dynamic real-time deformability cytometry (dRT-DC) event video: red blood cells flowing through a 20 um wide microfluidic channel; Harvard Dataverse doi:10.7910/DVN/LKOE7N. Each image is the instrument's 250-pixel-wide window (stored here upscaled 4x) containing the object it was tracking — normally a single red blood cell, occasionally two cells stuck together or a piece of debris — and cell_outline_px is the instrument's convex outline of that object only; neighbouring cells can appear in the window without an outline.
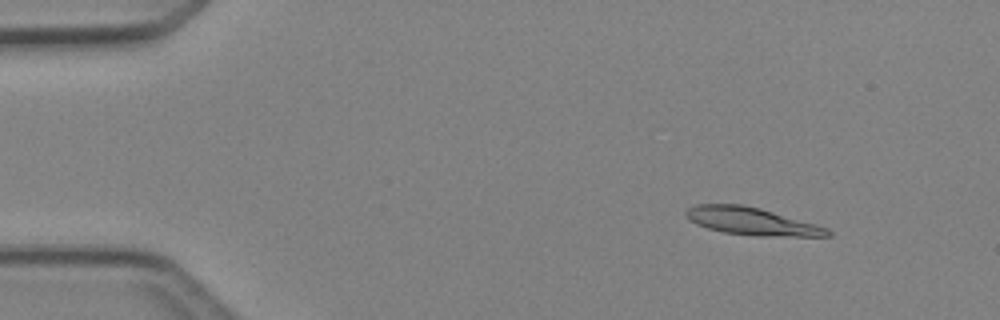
{"species": "Egyptian fruit bat (a non-hibernating species)", "species_latin": "Rousettus aegyptiacus", "temperature_condition": "cold", "stored_images_in_passage": 48, "camera_frame_rate_fps": 3000, "um_per_image_px": 0.085, "animal": {"sex": "female"}, "frame": {"image": 1, "passage_image": 6, "time_ms": 1.667, "image_size_px": [1000, 320], "cell_outline_px": [[832, 236], [756, 236], [724, 232], [708, 228], [696, 224], [688, 220], [684, 216], [684, 212], [688, 208], [696, 204], [744, 204], [760, 208], [816, 224], [828, 228], [832, 232]], "centroid_in_image_um": [63.87, 18.8], "position_along_channel_um": 21.1, "area_um2": 22.83}}
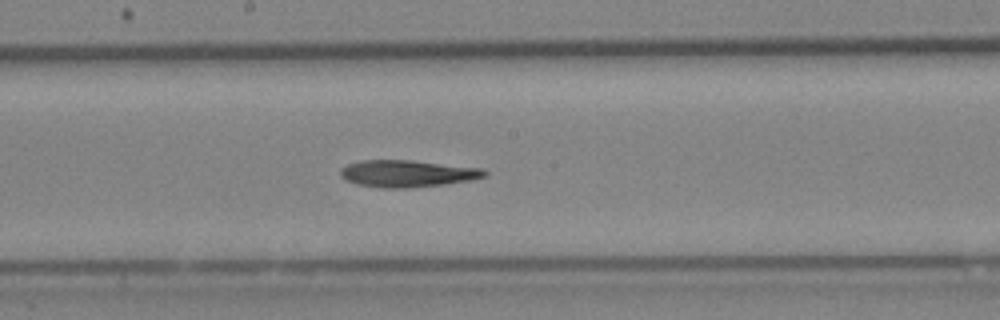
{"frame": {"image": 2, "passage_image": 26, "time_ms": 8.333, "image_size_px": [1000, 320], "cell_outline_px": [[488, 176], [472, 180], [444, 184], [408, 188], [380, 188], [356, 184], [344, 180], [340, 176], [340, 168], [348, 164], [360, 160], [412, 160], [484, 168], [488, 172]], "centroid_in_image_um": [34.63, 14.75], "position_along_channel_um": 213.6, "area_um2": 23.0}}
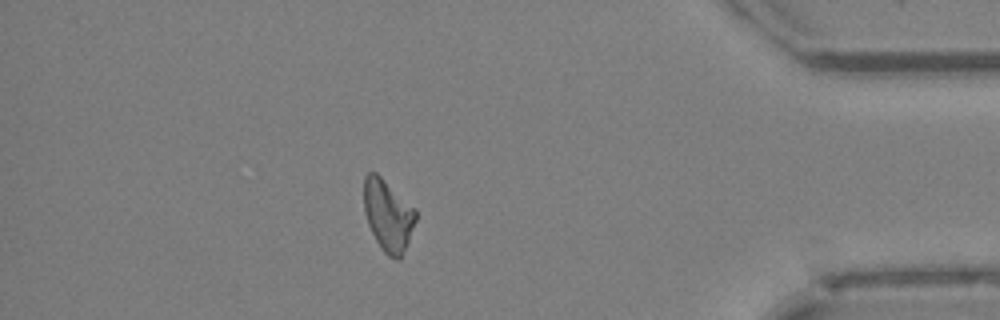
{"frame": {"image": 3, "passage_image": 42, "time_ms": 13.667, "image_size_px": [1000, 320], "cell_outline_px": [[416, 220], [400, 260], [396, 260], [388, 256], [380, 248], [368, 224], [364, 212], [364, 176], [368, 172], [376, 172], [416, 208]], "centroid_in_image_um": [32.97, 18.29], "position_along_channel_um": 402.2, "area_um2": 21.62}}